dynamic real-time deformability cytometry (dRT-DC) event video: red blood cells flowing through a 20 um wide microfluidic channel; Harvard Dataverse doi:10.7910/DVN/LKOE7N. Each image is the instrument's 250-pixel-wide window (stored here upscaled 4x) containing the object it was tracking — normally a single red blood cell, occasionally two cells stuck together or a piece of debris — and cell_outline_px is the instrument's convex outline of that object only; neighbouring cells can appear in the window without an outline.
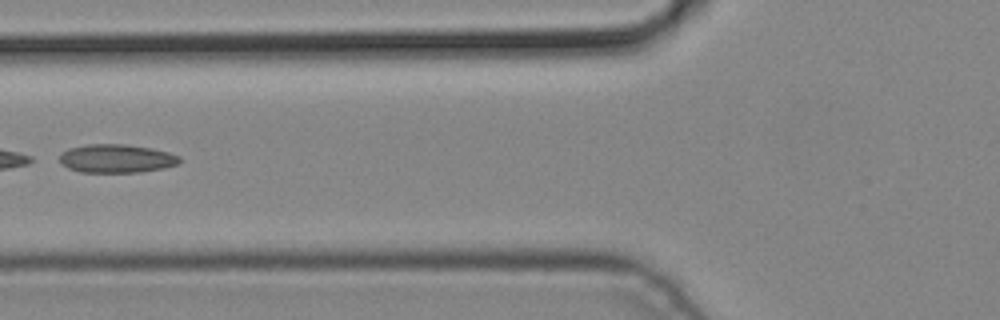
{"species": "common noctule bat (a hibernating species)", "species_latin": "Nyctalus noctula", "temperature_condition": "cold", "stored_images_in_passage": 6, "camera_frame_rate_fps": 3000, "um_per_image_px": 0.085, "animal": {"sex": "male", "body_mass_g": 19.2, "forearm_length_mm": 51.8}, "frame": {"image": 1, "passage_image": 5, "time_ms": 1.333, "image_size_px": [1000, 320], "cell_outline_px": [[180, 164], [164, 168], [140, 172], [80, 172], [68, 168], [60, 160], [60, 152], [68, 148], [88, 144], [124, 144], [152, 148], [168, 152], [180, 156]], "centroid_in_image_um": [9.92, 13.47], "position_along_channel_um": 115.9, "area_um2": 20.0}}
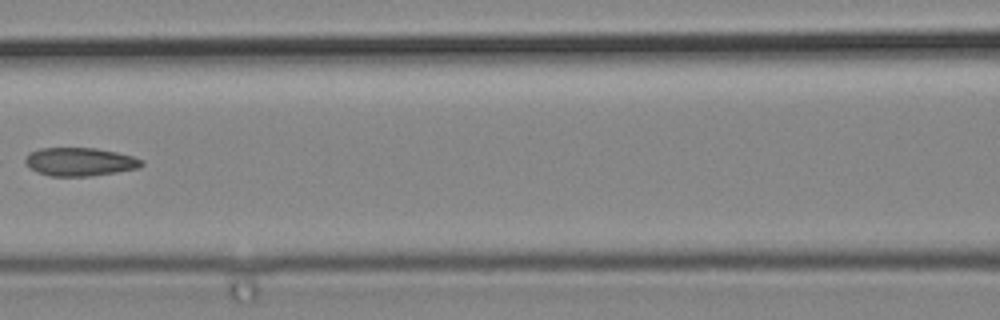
{"frame": {"image": 2, "passage_image": 6, "time_ms": 1.667, "image_size_px": [1000, 320], "cell_outline_px": [[144, 164], [140, 168], [92, 176], [48, 176], [36, 172], [24, 160], [32, 152], [40, 148], [96, 148], [116, 152], [132, 156], [144, 160]], "centroid_in_image_um": [6.84, 13.76], "position_along_channel_um": 159.8, "area_um2": 19.13}}